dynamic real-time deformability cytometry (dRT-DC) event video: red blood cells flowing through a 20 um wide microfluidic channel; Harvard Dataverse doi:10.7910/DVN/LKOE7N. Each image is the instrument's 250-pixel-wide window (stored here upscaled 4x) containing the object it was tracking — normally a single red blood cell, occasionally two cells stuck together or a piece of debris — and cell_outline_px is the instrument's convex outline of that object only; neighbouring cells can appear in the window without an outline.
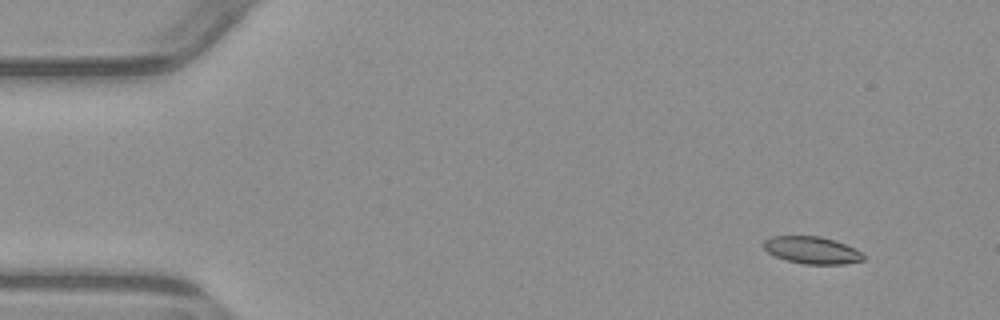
{"species": "common noctule bat (a hibernating species)", "species_latin": "Nyctalus noctula", "temperature_condition": "warm", "stored_images_in_passage": 5, "camera_frame_rate_fps": 3000, "um_per_image_px": 0.085, "animal": {"sex": "male", "body_mass_g": 23.1, "forearm_length_mm": 52.7}, "frame": {"image": 1, "passage_image": 2, "time_ms": 1.0, "image_size_px": [1000, 320], "cell_outline_px": [[864, 260], [844, 264], [804, 264], [788, 260], [776, 256], [768, 252], [760, 244], [764, 240], [772, 236], [820, 236], [836, 240], [856, 248], [864, 256]], "centroid_in_image_um": [69.01, 21.25], "position_along_channel_um": 16.0, "area_um2": 15.9}}
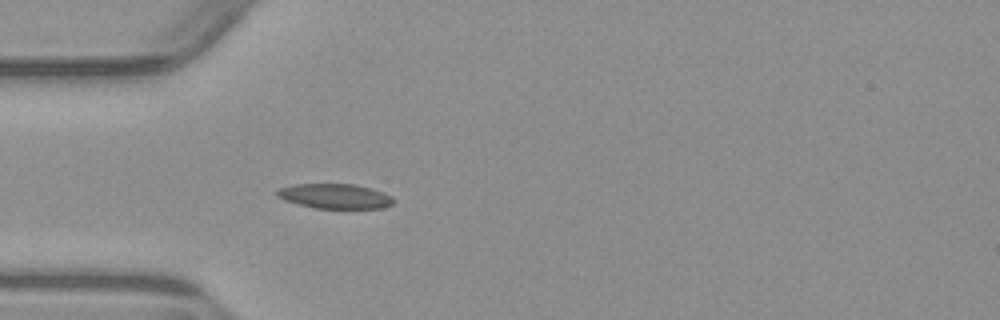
{"frame": {"image": 2, "passage_image": 5, "time_ms": 4.667, "image_size_px": [1000, 320], "cell_outline_px": [[396, 200], [392, 204], [384, 208], [312, 208], [284, 200], [276, 196], [276, 192], [280, 188], [292, 184], [356, 184], [372, 188], [392, 196]], "centroid_in_image_um": [28.48, 16.67], "position_along_channel_um": 56.5, "area_um2": 16.99}}